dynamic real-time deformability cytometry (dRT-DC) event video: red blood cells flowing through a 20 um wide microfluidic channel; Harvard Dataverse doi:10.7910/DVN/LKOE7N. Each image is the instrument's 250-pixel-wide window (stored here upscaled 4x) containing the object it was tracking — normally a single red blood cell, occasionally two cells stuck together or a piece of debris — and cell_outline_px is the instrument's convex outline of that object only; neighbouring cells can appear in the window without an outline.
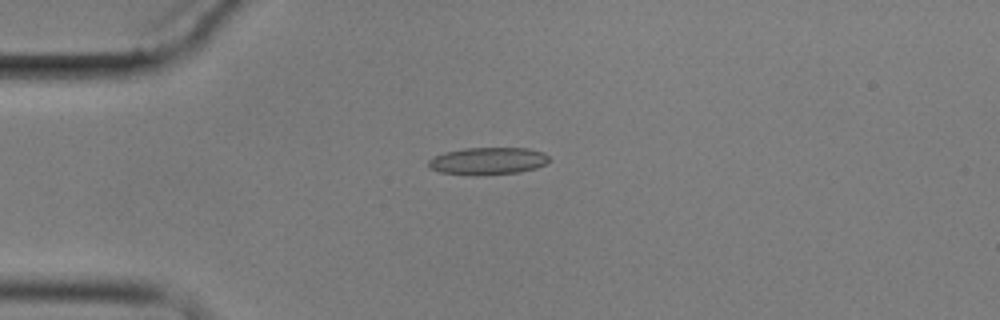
{"species": "common noctule bat (a hibernating species)", "species_latin": "Nyctalus noctula", "temperature_condition": "cold", "stored_images_in_passage": 2, "camera_frame_rate_fps": 3000, "um_per_image_px": 0.085, "animal": {"sex": "male", "body_mass_g": 17.9}, "frame": {"image": 1, "passage_image": 1, "time_ms": 0.0, "image_size_px": [1000, 320], "cell_outline_px": [[548, 160], [544, 164], [536, 168], [520, 172], [476, 176], [440, 172], [428, 168], [428, 160], [432, 156], [444, 152], [464, 148], [528, 148], [544, 152], [548, 156]], "centroid_in_image_um": [41.42, 13.69], "position_along_channel_um": 43.6, "area_um2": 19.42}}